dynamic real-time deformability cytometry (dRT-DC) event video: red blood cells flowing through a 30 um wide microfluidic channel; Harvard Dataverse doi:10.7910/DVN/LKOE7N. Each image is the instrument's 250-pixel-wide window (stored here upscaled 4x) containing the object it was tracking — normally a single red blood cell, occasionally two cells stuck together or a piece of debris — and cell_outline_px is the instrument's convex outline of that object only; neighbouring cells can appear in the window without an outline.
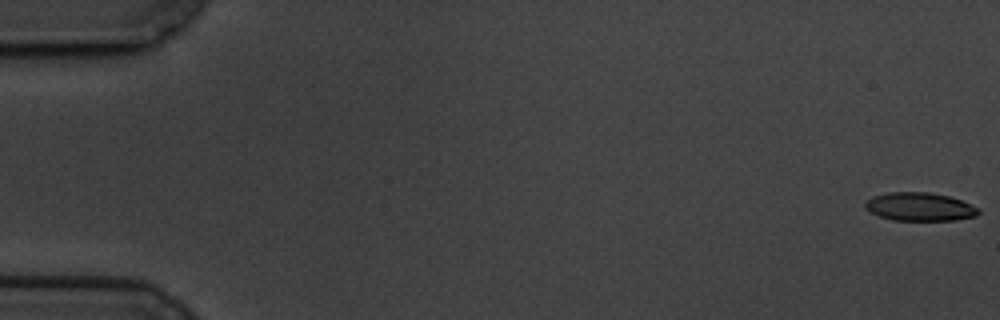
{"species": "common noctule bat (a hibernating species)", "species_latin": "Nyctalus noctula", "temperature_condition": "cold", "stored_images_in_passage": 54, "camera_frame_rate_fps": 3000, "um_per_image_px": 0.085, "animal": {"sex": "male", "body_mass_g": 19.5, "forearm_length_mm": 54.6}, "frame": {"image": 1, "passage_image": 1, "time_ms": 0.0, "image_size_px": [1000, 320], "cell_outline_px": [[980, 212], [976, 216], [956, 220], [892, 220], [880, 216], [864, 208], [864, 204], [872, 196], [888, 192], [928, 192], [948, 196], [960, 200], [980, 208]], "centroid_in_image_um": [78.18, 17.57], "position_along_channel_um": 6.8, "area_um2": 18.67}}
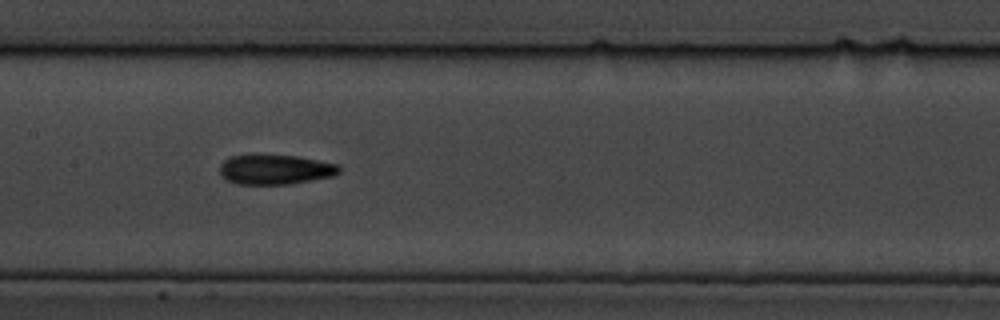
{"frame": {"image": 2, "passage_image": 30, "time_ms": 9.667, "image_size_px": [1000, 320], "cell_outline_px": [[340, 172], [332, 176], [312, 180], [288, 184], [236, 184], [220, 176], [220, 164], [224, 160], [232, 156], [248, 152], [296, 156], [340, 164]], "centroid_in_image_um": [23.35, 14.37], "position_along_channel_um": 184.1, "area_um2": 21.39}}
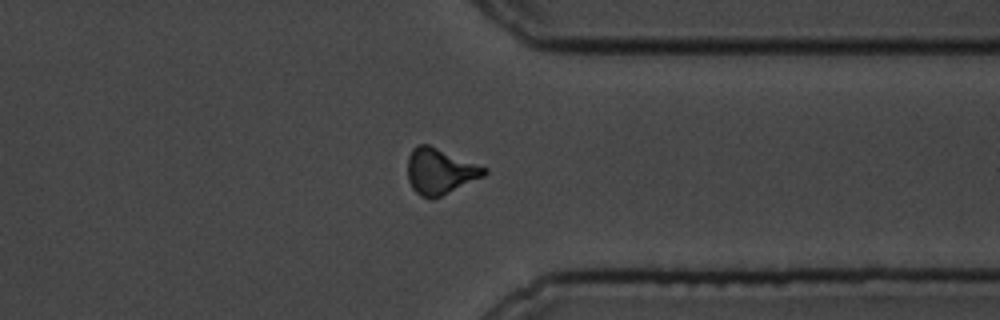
{"frame": {"image": 3, "passage_image": 47, "time_ms": 15.333, "image_size_px": [1000, 320], "cell_outline_px": [[488, 172], [484, 176], [432, 200], [420, 196], [412, 188], [408, 180], [408, 156], [412, 148], [416, 144], [428, 144], [488, 168]], "centroid_in_image_um": [37.38, 14.56], "position_along_channel_um": 374.0, "area_um2": 20.52}}